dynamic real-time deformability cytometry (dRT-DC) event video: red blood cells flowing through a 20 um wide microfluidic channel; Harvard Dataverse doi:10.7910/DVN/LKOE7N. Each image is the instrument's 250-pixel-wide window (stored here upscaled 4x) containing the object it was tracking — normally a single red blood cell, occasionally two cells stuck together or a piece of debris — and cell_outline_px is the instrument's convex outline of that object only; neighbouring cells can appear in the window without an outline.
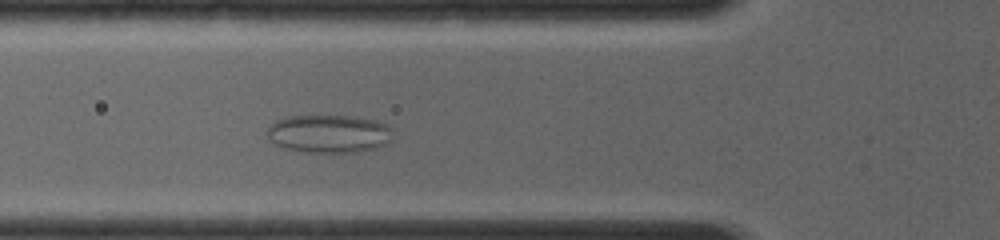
{"species": "common noctule bat (a hibernating species)", "species_latin": "Nyctalus noctula", "temperature_condition": "room temperature", "stored_images_in_passage": 10, "camera_frame_rate_fps": 4000, "um_per_image_px": 0.085, "animal": {"sex": "female", "body_mass_g": 19.0, "forearm_length_mm": 56.7}, "frame": {"image": 1, "passage_image": 9, "time_ms": 3.75, "image_size_px": [1000, 240], "cell_outline_px": [[392, 132], [388, 140], [384, 144], [376, 148], [352, 152], [308, 152], [284, 148], [272, 144], [268, 136], [268, 128], [276, 120], [288, 116], [352, 116], [376, 120], [388, 124], [392, 128]], "centroid_in_image_um": [27.94, 11.36], "position_along_channel_um": 97.9, "area_um2": 27.8}}